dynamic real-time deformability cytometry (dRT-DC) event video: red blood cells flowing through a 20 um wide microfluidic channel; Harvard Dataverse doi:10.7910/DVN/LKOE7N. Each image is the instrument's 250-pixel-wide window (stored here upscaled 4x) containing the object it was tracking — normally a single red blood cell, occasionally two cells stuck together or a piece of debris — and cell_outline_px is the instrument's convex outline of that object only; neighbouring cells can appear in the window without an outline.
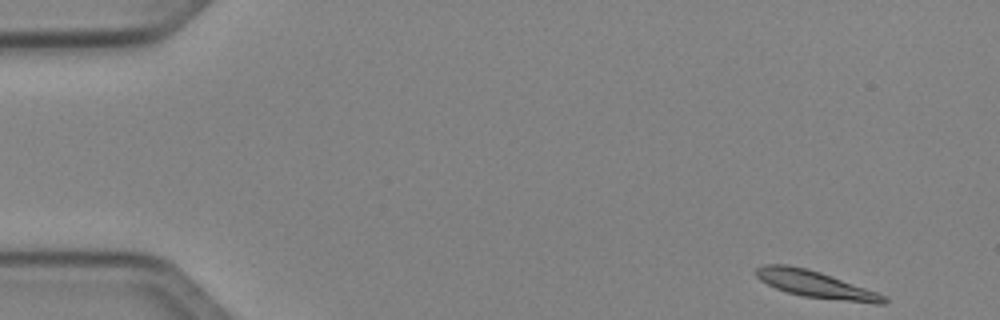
{"species": "Egyptian fruit bat (a non-hibernating species)", "species_latin": "Rousettus aegyptiacus", "temperature_condition": "cold", "stored_images_in_passage": 48, "camera_frame_rate_fps": 3000, "um_per_image_px": 0.085, "animal": {"sex": "female"}, "frame": {"image": 1, "passage_image": 1, "time_ms": 0.0, "image_size_px": [1000, 320], "cell_outline_px": [[888, 300], [884, 304], [876, 304], [804, 296], [788, 292], [776, 288], [760, 280], [756, 276], [756, 268], [764, 264], [788, 264], [808, 268], [820, 272], [888, 296]], "centroid_in_image_um": [69.33, 24.16], "position_along_channel_um": 15.7, "area_um2": 19.83}}
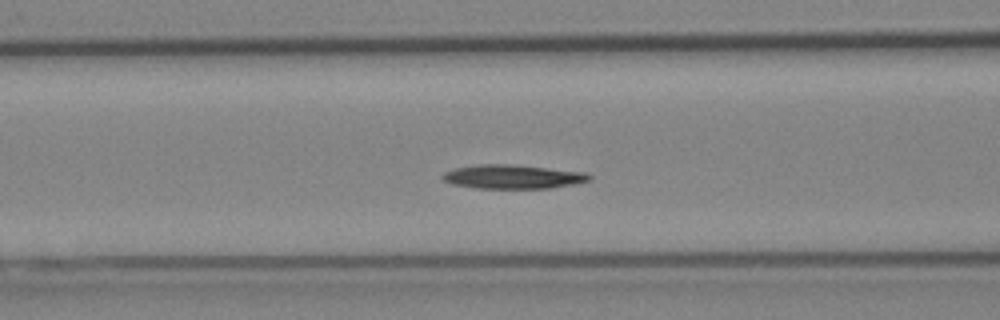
{"frame": {"image": 2, "passage_image": 18, "time_ms": 5.667, "image_size_px": [1000, 320], "cell_outline_px": [[592, 180], [576, 184], [548, 188], [476, 188], [452, 184], [444, 180], [440, 176], [444, 172], [456, 168], [480, 164], [512, 164], [584, 172], [592, 176]], "centroid_in_image_um": [43.6, 15.02], "position_along_channel_um": 123.0, "area_um2": 20.46}}
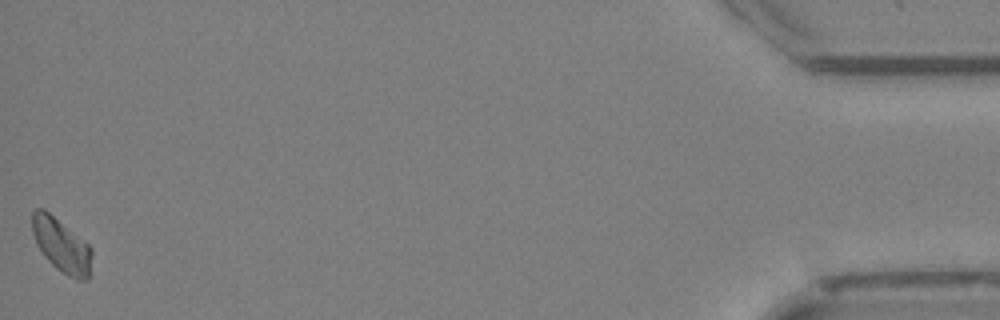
{"frame": {"image": 3, "passage_image": 48, "time_ms": 15.667, "image_size_px": [1000, 320], "cell_outline_px": [[92, 252], [88, 280], [76, 280], [68, 276], [56, 268], [44, 256], [36, 244], [32, 232], [32, 212], [36, 208], [44, 208], [88, 244], [92, 248]], "centroid_in_image_um": [5.21, 20.86], "position_along_channel_um": 430.0, "area_um2": 18.61}, "authors_computed_cell_mechanics": {"area_um2": 19.363, "velocity_mm_per_s": 3.9965, "shape_relaxation_time_tau1_ms": 6.2151, "shape_relaxation_time_tau2_ms": null, "deformation_change_tau1": 0.1351, "deformation_change_tau2": null}}